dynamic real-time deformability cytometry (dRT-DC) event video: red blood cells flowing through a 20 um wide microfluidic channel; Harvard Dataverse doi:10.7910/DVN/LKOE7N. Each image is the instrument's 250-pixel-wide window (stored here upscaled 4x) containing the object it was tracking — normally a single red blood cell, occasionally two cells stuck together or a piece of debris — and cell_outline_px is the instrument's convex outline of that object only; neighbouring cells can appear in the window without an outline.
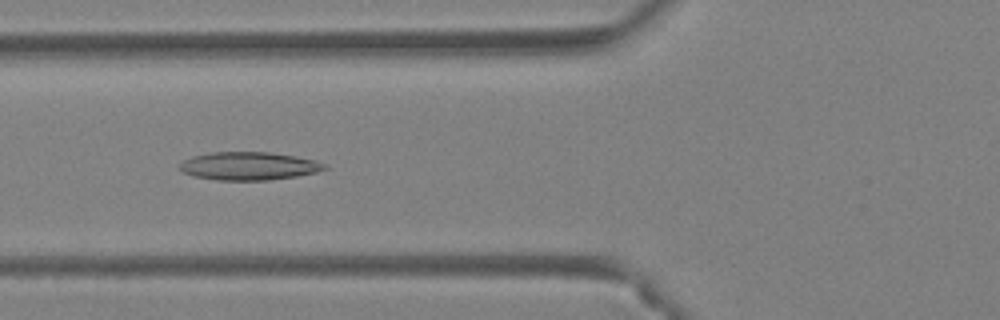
{"species": "Egyptian fruit bat (a non-hibernating species)", "species_latin": "Rousettus aegyptiacus", "temperature_condition": "warm", "stored_images_in_passage": 46, "camera_frame_rate_fps": 3000, "um_per_image_px": 0.085, "animal": {"sex": "female"}, "frame": {"image": 1, "passage_image": 18, "time_ms": 5.667, "image_size_px": [1000, 320], "cell_outline_px": [[328, 168], [316, 172], [296, 176], [268, 180], [216, 180], [192, 176], [184, 172], [180, 168], [180, 164], [184, 160], [192, 156], [212, 152], [268, 152], [296, 156], [316, 160], [328, 164]], "centroid_in_image_um": [21.18, 14.11], "position_along_channel_um": 104.6, "area_um2": 23.76}}
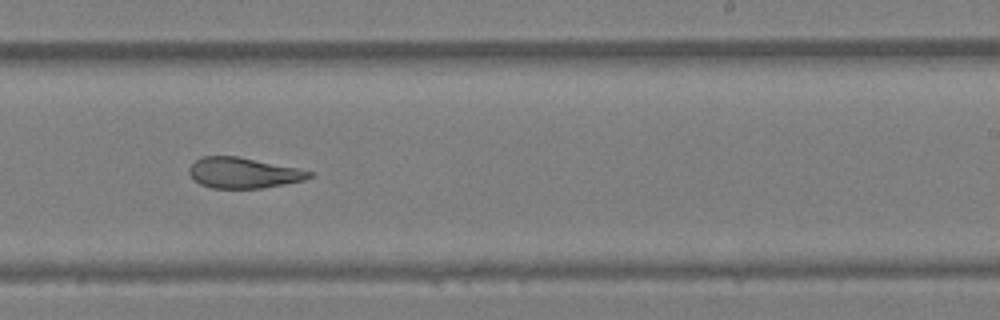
{"frame": {"image": 2, "passage_image": 29, "time_ms": 9.333, "image_size_px": [1000, 320], "cell_outline_px": [[312, 176], [304, 180], [284, 184], [260, 188], [212, 188], [200, 184], [188, 172], [188, 168], [200, 156], [236, 156], [296, 168], [312, 172]], "centroid_in_image_um": [20.65, 14.69], "position_along_channel_um": 268.4, "area_um2": 21.1}}
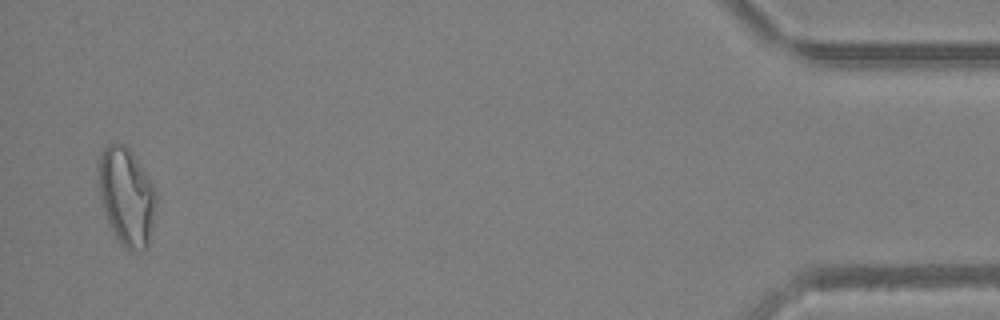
{"frame": {"image": 3, "passage_image": 45, "time_ms": 14.667, "image_size_px": [1000, 320], "cell_outline_px": [[156, 200], [148, 248], [128, 248], [120, 244], [112, 232], [108, 224], [104, 212], [100, 196], [100, 156], [104, 148], [108, 144], [124, 144], [132, 152], [156, 188]], "centroid_in_image_um": [10.77, 16.7], "position_along_channel_um": 424.4, "area_um2": 32.25}, "authors_computed_cell_mechanics": {"area_um2": 25.9811, "velocity_mm_per_s": 4.463, "shape_relaxation_time_tau1_ms": null, "shape_relaxation_time_tau2_ms": 3.2619, "deformation_change_tau1": null, "deformation_change_tau2": 0.1341}}